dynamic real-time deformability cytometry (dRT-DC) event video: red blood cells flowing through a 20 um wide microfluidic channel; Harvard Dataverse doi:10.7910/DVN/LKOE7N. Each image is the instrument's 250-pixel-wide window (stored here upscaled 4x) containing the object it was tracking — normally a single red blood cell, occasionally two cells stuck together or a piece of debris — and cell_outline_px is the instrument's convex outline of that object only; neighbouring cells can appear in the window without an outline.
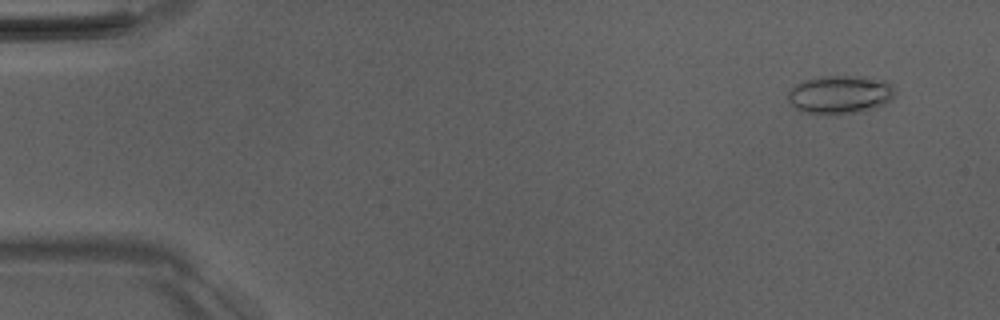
{"species": "Egyptian fruit bat (a non-hibernating species)", "species_latin": "Rousettus aegyptiacus", "temperature_condition": "room temperature", "stored_images_in_passage": 51, "camera_frame_rate_fps": 3000, "um_per_image_px": 0.085, "animal": {"sex": "male"}, "frame": {"image": 1, "passage_image": 4, "time_ms": 1.0, "image_size_px": [1000, 320], "cell_outline_px": [[896, 92], [892, 100], [876, 108], [864, 112], [828, 116], [804, 112], [796, 108], [788, 100], [788, 92], [796, 84], [820, 76], [864, 76], [888, 80], [892, 84]], "centroid_in_image_um": [71.47, 8.06], "position_along_channel_um": 13.5, "area_um2": 24.57}}
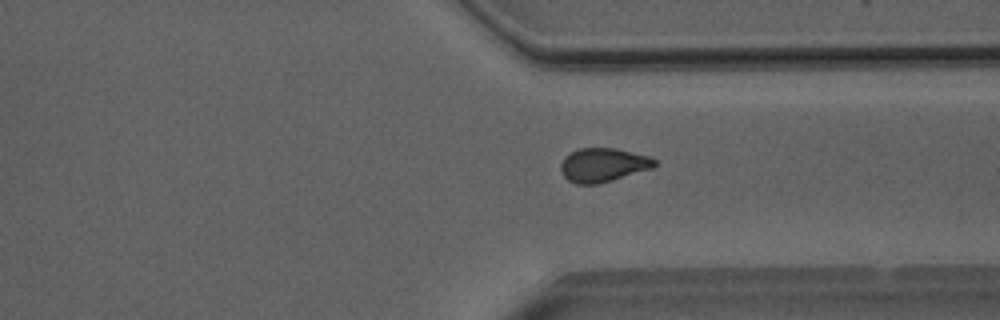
{"frame": {"image": 2, "passage_image": 39, "time_ms": 12.667, "image_size_px": [1000, 320], "cell_outline_px": [[656, 164], [652, 168], [612, 180], [596, 184], [576, 184], [568, 180], [564, 176], [560, 168], [560, 164], [564, 156], [580, 148], [616, 148], [648, 156], [656, 160]], "centroid_in_image_um": [51.24, 14.02], "position_along_channel_um": 360.2, "area_um2": 18.38}}
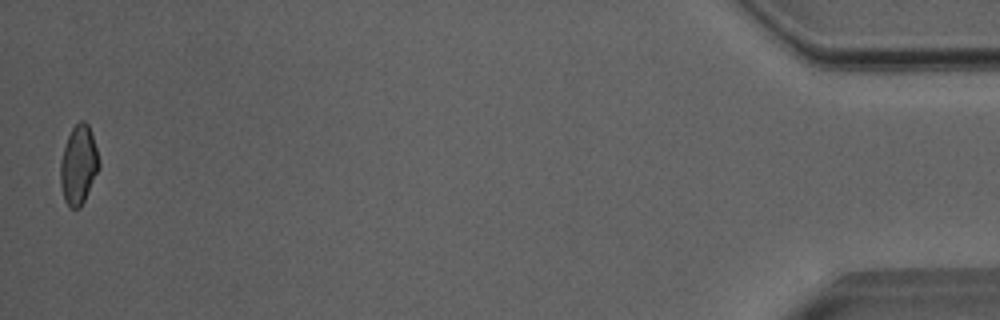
{"frame": {"image": 3, "passage_image": 51, "time_ms": 16.667, "image_size_px": [1000, 320], "cell_outline_px": [[100, 168], [80, 208], [68, 208], [64, 200], [60, 184], [60, 160], [68, 136], [72, 128], [80, 120], [84, 120], [88, 124], [96, 148], [100, 164]], "centroid_in_image_um": [6.67, 14.04], "position_along_channel_um": 428.5, "area_um2": 17.74}, "authors_computed_cell_mechanics": {"area_um2": 18.6694, "velocity_mm_per_s": 4.0428, "shape_relaxation_time_tau1_ms": null, "shape_relaxation_time_tau2_ms": 2.1827, "deformation_change_tau1": null, "deformation_change_tau2": 0.0693}}